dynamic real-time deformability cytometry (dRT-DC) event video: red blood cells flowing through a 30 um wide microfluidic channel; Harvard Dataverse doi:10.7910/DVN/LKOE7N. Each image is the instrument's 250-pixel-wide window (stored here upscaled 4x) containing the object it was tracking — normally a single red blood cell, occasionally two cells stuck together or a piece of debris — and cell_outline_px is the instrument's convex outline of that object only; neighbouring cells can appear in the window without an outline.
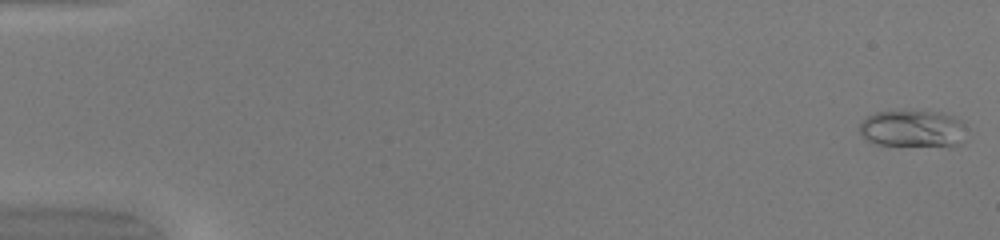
{"species": "common noctule bat (a hibernating species)", "species_latin": "Nyctalus noctula", "temperature_condition": "warm", "stored_images_in_passage": 50, "camera_frame_rate_fps": 3000, "um_per_image_px": 0.085, "animal": {"sex": "female", "body_mass_g": 20.0, "forearm_length_mm": 54.0}, "frame": {"image": 1, "passage_image": 1, "time_ms": 0.0, "image_size_px": [1000, 240], "cell_outline_px": [[964, 124], [960, 144], [952, 148], [948, 148], [876, 144], [868, 140], [860, 132], [860, 124], [868, 116], [876, 112], [944, 112], [956, 116], [964, 120]], "centroid_in_image_um": [77.66, 10.98], "position_along_channel_um": 7.3, "area_um2": 23.35}}
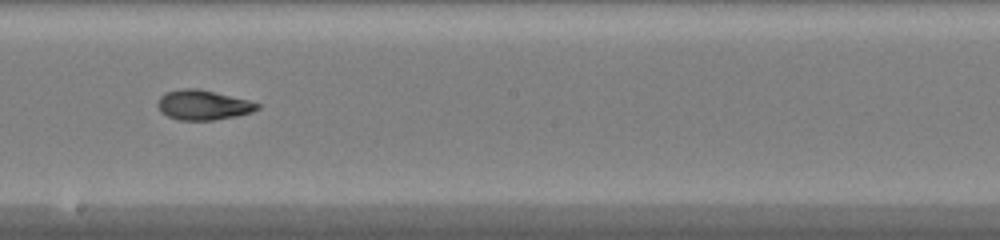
{"frame": {"image": 2, "passage_image": 29, "time_ms": 9.333, "image_size_px": [1000, 240], "cell_outline_px": [[260, 108], [252, 112], [236, 116], [212, 120], [180, 120], [168, 116], [160, 112], [156, 104], [160, 96], [164, 92], [180, 88], [196, 88], [248, 100], [260, 104]], "centroid_in_image_um": [17.22, 8.92], "position_along_channel_um": 231.0, "area_um2": 17.34}}
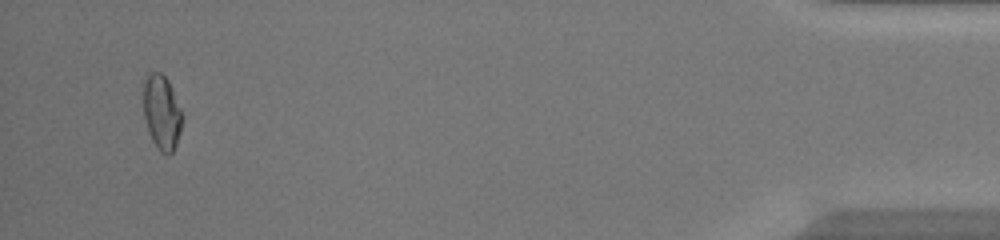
{"frame": {"image": 3, "passage_image": 48, "time_ms": 15.667, "image_size_px": [1000, 240], "cell_outline_px": [[184, 120], [176, 144], [172, 152], [168, 156], [160, 152], [156, 148], [152, 140], [144, 116], [144, 80], [152, 72], [160, 72], [168, 80], [172, 88], [184, 116]], "centroid_in_image_um": [13.78, 9.58], "position_along_channel_um": 421.4, "area_um2": 16.94}, "authors_computed_cell_mechanics": {"area_um2": 17.3978, "velocity_mm_per_s": 4.1843, "shape_relaxation_time_tau1_ms": 9.0237, "shape_relaxation_time_tau2_ms": 2.5186, "deformation_change_tau1": 0.2986, "deformation_change_tau2": 0.0838}}